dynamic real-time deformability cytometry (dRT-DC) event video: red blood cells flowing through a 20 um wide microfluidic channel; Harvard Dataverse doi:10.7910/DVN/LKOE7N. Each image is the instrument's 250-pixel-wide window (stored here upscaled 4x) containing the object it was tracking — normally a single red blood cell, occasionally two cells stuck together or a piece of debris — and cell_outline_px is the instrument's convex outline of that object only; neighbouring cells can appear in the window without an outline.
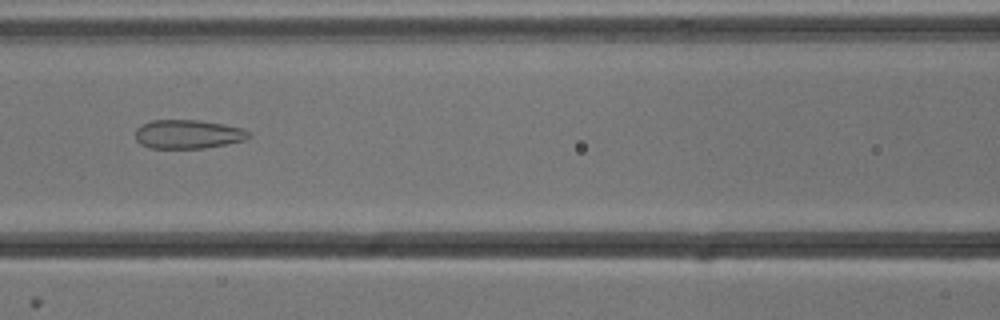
{"species": "common noctule bat (a hibernating species)", "species_latin": "Nyctalus noctula", "temperature_condition": "cold", "stored_images_in_passage": 53, "camera_frame_rate_fps": 3000, "um_per_image_px": 0.085, "animal": {"sex": "male", "body_mass_g": 13.3}, "frame": {"image": 1, "passage_image": 23, "time_ms": 7.333, "image_size_px": [1000, 320], "cell_outline_px": [[252, 136], [244, 140], [204, 148], [152, 148], [140, 144], [136, 140], [136, 128], [152, 120], [200, 120], [224, 124], [244, 128], [252, 132]], "centroid_in_image_um": [16.02, 11.4], "position_along_channel_um": 150.6, "area_um2": 19.13}}
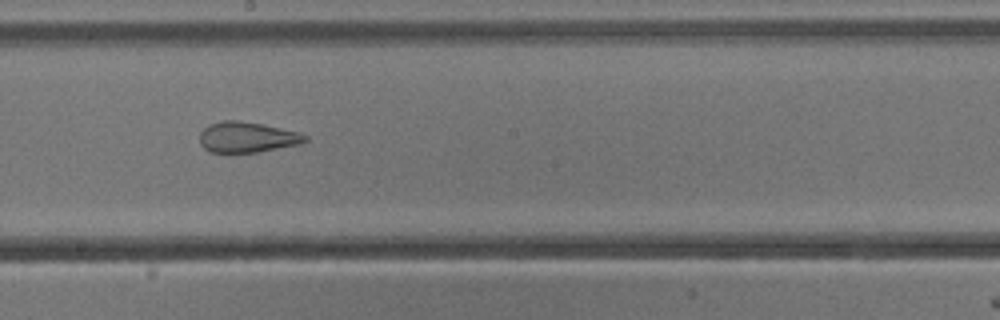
{"frame": {"image": 2, "passage_image": 29, "time_ms": 9.333, "image_size_px": [1000, 320], "cell_outline_px": [[308, 140], [300, 144], [256, 152], [208, 152], [200, 144], [200, 132], [208, 124], [224, 120], [240, 120], [300, 132], [308, 136]], "centroid_in_image_um": [20.99, 11.65], "position_along_channel_um": 227.2, "area_um2": 18.79}}
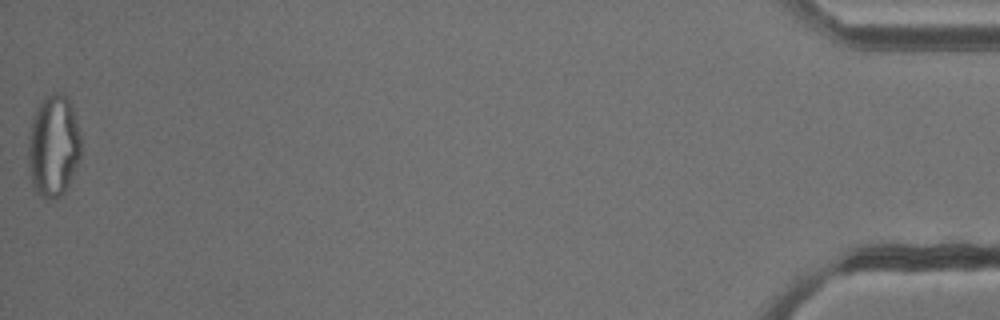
{"frame": {"image": 3, "passage_image": 53, "time_ms": 17.333, "image_size_px": [1000, 320], "cell_outline_px": [[80, 156], [68, 184], [64, 192], [60, 196], [52, 200], [44, 200], [36, 192], [32, 184], [28, 164], [28, 136], [32, 116], [36, 108], [44, 96], [52, 92], [60, 92], [68, 96], [80, 132]], "centroid_in_image_um": [4.51, 12.38], "position_along_channel_um": 430.7, "area_um2": 31.73}, "authors_computed_cell_mechanics": {"area_um2": 26.7614, "velocity_mm_per_s": 3.8392, "shape_relaxation_time_tau1_ms": null, "shape_relaxation_time_tau2_ms": 1.6014, "deformation_change_tau1": null, "deformation_change_tau2": 0.1034}}